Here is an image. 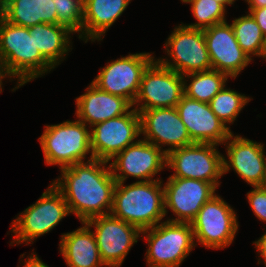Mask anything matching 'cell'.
<instances>
[{"label":"cell","instance_id":"31","mask_svg":"<svg viewBox=\"0 0 266 267\" xmlns=\"http://www.w3.org/2000/svg\"><path fill=\"white\" fill-rule=\"evenodd\" d=\"M248 12L255 19L262 33L266 37V7L249 9Z\"/></svg>","mask_w":266,"mask_h":267},{"label":"cell","instance_id":"24","mask_svg":"<svg viewBox=\"0 0 266 267\" xmlns=\"http://www.w3.org/2000/svg\"><path fill=\"white\" fill-rule=\"evenodd\" d=\"M29 32L30 35H34L35 47L54 68L61 64L68 52L73 49L70 40L73 32L66 26L40 23L29 27Z\"/></svg>","mask_w":266,"mask_h":267},{"label":"cell","instance_id":"21","mask_svg":"<svg viewBox=\"0 0 266 267\" xmlns=\"http://www.w3.org/2000/svg\"><path fill=\"white\" fill-rule=\"evenodd\" d=\"M132 0H83L82 40L101 41Z\"/></svg>","mask_w":266,"mask_h":267},{"label":"cell","instance_id":"36","mask_svg":"<svg viewBox=\"0 0 266 267\" xmlns=\"http://www.w3.org/2000/svg\"><path fill=\"white\" fill-rule=\"evenodd\" d=\"M217 2H219L225 9H226V5H232L235 3L236 0H215Z\"/></svg>","mask_w":266,"mask_h":267},{"label":"cell","instance_id":"33","mask_svg":"<svg viewBox=\"0 0 266 267\" xmlns=\"http://www.w3.org/2000/svg\"><path fill=\"white\" fill-rule=\"evenodd\" d=\"M22 265L23 267H49L38 257L36 252H32V254L27 256L26 260H23Z\"/></svg>","mask_w":266,"mask_h":267},{"label":"cell","instance_id":"29","mask_svg":"<svg viewBox=\"0 0 266 267\" xmlns=\"http://www.w3.org/2000/svg\"><path fill=\"white\" fill-rule=\"evenodd\" d=\"M57 24L66 26L82 40L83 0H56Z\"/></svg>","mask_w":266,"mask_h":267},{"label":"cell","instance_id":"3","mask_svg":"<svg viewBox=\"0 0 266 267\" xmlns=\"http://www.w3.org/2000/svg\"><path fill=\"white\" fill-rule=\"evenodd\" d=\"M124 184L116 183L111 215L140 231L156 226L166 217L163 180Z\"/></svg>","mask_w":266,"mask_h":267},{"label":"cell","instance_id":"20","mask_svg":"<svg viewBox=\"0 0 266 267\" xmlns=\"http://www.w3.org/2000/svg\"><path fill=\"white\" fill-rule=\"evenodd\" d=\"M76 97L75 115L88 127L128 113L133 105L125 98L100 90L92 82Z\"/></svg>","mask_w":266,"mask_h":267},{"label":"cell","instance_id":"38","mask_svg":"<svg viewBox=\"0 0 266 267\" xmlns=\"http://www.w3.org/2000/svg\"><path fill=\"white\" fill-rule=\"evenodd\" d=\"M265 186H266V155H265Z\"/></svg>","mask_w":266,"mask_h":267},{"label":"cell","instance_id":"25","mask_svg":"<svg viewBox=\"0 0 266 267\" xmlns=\"http://www.w3.org/2000/svg\"><path fill=\"white\" fill-rule=\"evenodd\" d=\"M183 78L185 96L200 102L209 103L226 85L230 77L226 73L210 69L202 72L185 74ZM189 79L191 81L188 84L187 81H189Z\"/></svg>","mask_w":266,"mask_h":267},{"label":"cell","instance_id":"28","mask_svg":"<svg viewBox=\"0 0 266 267\" xmlns=\"http://www.w3.org/2000/svg\"><path fill=\"white\" fill-rule=\"evenodd\" d=\"M186 4H191V11L196 19V23L183 24L193 29L204 30L215 24L223 23L226 20V9L215 0H188Z\"/></svg>","mask_w":266,"mask_h":267},{"label":"cell","instance_id":"17","mask_svg":"<svg viewBox=\"0 0 266 267\" xmlns=\"http://www.w3.org/2000/svg\"><path fill=\"white\" fill-rule=\"evenodd\" d=\"M222 145L227 152V158L223 156V174L232 168L252 187L265 186L264 144L232 133Z\"/></svg>","mask_w":266,"mask_h":267},{"label":"cell","instance_id":"14","mask_svg":"<svg viewBox=\"0 0 266 267\" xmlns=\"http://www.w3.org/2000/svg\"><path fill=\"white\" fill-rule=\"evenodd\" d=\"M112 160L109 166L117 182H126L129 176L139 179L137 182L162 180L153 177L166 167V153L143 139L126 147Z\"/></svg>","mask_w":266,"mask_h":267},{"label":"cell","instance_id":"6","mask_svg":"<svg viewBox=\"0 0 266 267\" xmlns=\"http://www.w3.org/2000/svg\"><path fill=\"white\" fill-rule=\"evenodd\" d=\"M70 214L62 193L51 183L41 197L12 221V244H33L40 236L54 229Z\"/></svg>","mask_w":266,"mask_h":267},{"label":"cell","instance_id":"18","mask_svg":"<svg viewBox=\"0 0 266 267\" xmlns=\"http://www.w3.org/2000/svg\"><path fill=\"white\" fill-rule=\"evenodd\" d=\"M212 69L235 79L252 61L239 46L227 21L203 30Z\"/></svg>","mask_w":266,"mask_h":267},{"label":"cell","instance_id":"16","mask_svg":"<svg viewBox=\"0 0 266 267\" xmlns=\"http://www.w3.org/2000/svg\"><path fill=\"white\" fill-rule=\"evenodd\" d=\"M136 111L140 115L143 140L156 145L165 153L193 144L176 107ZM163 145L168 148L163 149Z\"/></svg>","mask_w":266,"mask_h":267},{"label":"cell","instance_id":"10","mask_svg":"<svg viewBox=\"0 0 266 267\" xmlns=\"http://www.w3.org/2000/svg\"><path fill=\"white\" fill-rule=\"evenodd\" d=\"M183 75L154 59L142 75L133 107L136 110L176 107L184 95Z\"/></svg>","mask_w":266,"mask_h":267},{"label":"cell","instance_id":"34","mask_svg":"<svg viewBox=\"0 0 266 267\" xmlns=\"http://www.w3.org/2000/svg\"><path fill=\"white\" fill-rule=\"evenodd\" d=\"M248 4V9L266 7V0H245Z\"/></svg>","mask_w":266,"mask_h":267},{"label":"cell","instance_id":"26","mask_svg":"<svg viewBox=\"0 0 266 267\" xmlns=\"http://www.w3.org/2000/svg\"><path fill=\"white\" fill-rule=\"evenodd\" d=\"M231 25L239 46L251 60L255 56L266 60V37L252 15L246 12L233 19Z\"/></svg>","mask_w":266,"mask_h":267},{"label":"cell","instance_id":"32","mask_svg":"<svg viewBox=\"0 0 266 267\" xmlns=\"http://www.w3.org/2000/svg\"><path fill=\"white\" fill-rule=\"evenodd\" d=\"M255 245V248L259 252V261L258 264H260V259L263 258L262 260L266 266V232L258 239L253 242Z\"/></svg>","mask_w":266,"mask_h":267},{"label":"cell","instance_id":"12","mask_svg":"<svg viewBox=\"0 0 266 267\" xmlns=\"http://www.w3.org/2000/svg\"><path fill=\"white\" fill-rule=\"evenodd\" d=\"M93 231L101 261L106 267H120L141 231L111 214L101 215L85 222Z\"/></svg>","mask_w":266,"mask_h":267},{"label":"cell","instance_id":"22","mask_svg":"<svg viewBox=\"0 0 266 267\" xmlns=\"http://www.w3.org/2000/svg\"><path fill=\"white\" fill-rule=\"evenodd\" d=\"M75 231L61 235L59 251L68 267H105L95 235L85 222Z\"/></svg>","mask_w":266,"mask_h":267},{"label":"cell","instance_id":"23","mask_svg":"<svg viewBox=\"0 0 266 267\" xmlns=\"http://www.w3.org/2000/svg\"><path fill=\"white\" fill-rule=\"evenodd\" d=\"M56 0H8L0 8V16L9 23L33 27L36 24H57Z\"/></svg>","mask_w":266,"mask_h":267},{"label":"cell","instance_id":"9","mask_svg":"<svg viewBox=\"0 0 266 267\" xmlns=\"http://www.w3.org/2000/svg\"><path fill=\"white\" fill-rule=\"evenodd\" d=\"M164 46L169 59L157 60L180 75L212 69L203 30L181 23L174 27Z\"/></svg>","mask_w":266,"mask_h":267},{"label":"cell","instance_id":"35","mask_svg":"<svg viewBox=\"0 0 266 267\" xmlns=\"http://www.w3.org/2000/svg\"><path fill=\"white\" fill-rule=\"evenodd\" d=\"M6 78H8V76L6 75L4 69H3V66H2V62L0 60V93L3 91V88H2V85H3V82L2 80H5Z\"/></svg>","mask_w":266,"mask_h":267},{"label":"cell","instance_id":"1","mask_svg":"<svg viewBox=\"0 0 266 267\" xmlns=\"http://www.w3.org/2000/svg\"><path fill=\"white\" fill-rule=\"evenodd\" d=\"M108 164L103 160L87 159V162L60 169V178L52 181L62 193L70 214H75L81 223L110 214L117 181Z\"/></svg>","mask_w":266,"mask_h":267},{"label":"cell","instance_id":"19","mask_svg":"<svg viewBox=\"0 0 266 267\" xmlns=\"http://www.w3.org/2000/svg\"><path fill=\"white\" fill-rule=\"evenodd\" d=\"M176 109L193 143L222 145L233 133L215 115L209 103L183 95Z\"/></svg>","mask_w":266,"mask_h":267},{"label":"cell","instance_id":"2","mask_svg":"<svg viewBox=\"0 0 266 267\" xmlns=\"http://www.w3.org/2000/svg\"><path fill=\"white\" fill-rule=\"evenodd\" d=\"M0 60L8 79H17V86L11 91L54 69L35 47L29 28L9 23L1 16Z\"/></svg>","mask_w":266,"mask_h":267},{"label":"cell","instance_id":"8","mask_svg":"<svg viewBox=\"0 0 266 267\" xmlns=\"http://www.w3.org/2000/svg\"><path fill=\"white\" fill-rule=\"evenodd\" d=\"M236 214L223 198L214 195L191 222L196 245L214 250L231 245L239 228Z\"/></svg>","mask_w":266,"mask_h":267},{"label":"cell","instance_id":"5","mask_svg":"<svg viewBox=\"0 0 266 267\" xmlns=\"http://www.w3.org/2000/svg\"><path fill=\"white\" fill-rule=\"evenodd\" d=\"M147 241L148 267H180L196 246L191 223L163 221L141 231Z\"/></svg>","mask_w":266,"mask_h":267},{"label":"cell","instance_id":"37","mask_svg":"<svg viewBox=\"0 0 266 267\" xmlns=\"http://www.w3.org/2000/svg\"><path fill=\"white\" fill-rule=\"evenodd\" d=\"M8 0H0V8L7 2Z\"/></svg>","mask_w":266,"mask_h":267},{"label":"cell","instance_id":"30","mask_svg":"<svg viewBox=\"0 0 266 267\" xmlns=\"http://www.w3.org/2000/svg\"><path fill=\"white\" fill-rule=\"evenodd\" d=\"M246 195L254 215L266 222V186H255Z\"/></svg>","mask_w":266,"mask_h":267},{"label":"cell","instance_id":"15","mask_svg":"<svg viewBox=\"0 0 266 267\" xmlns=\"http://www.w3.org/2000/svg\"><path fill=\"white\" fill-rule=\"evenodd\" d=\"M163 188L165 216L167 209L176 216L167 221L181 223H191L217 190L212 183L189 178H168Z\"/></svg>","mask_w":266,"mask_h":267},{"label":"cell","instance_id":"11","mask_svg":"<svg viewBox=\"0 0 266 267\" xmlns=\"http://www.w3.org/2000/svg\"><path fill=\"white\" fill-rule=\"evenodd\" d=\"M153 53H135L121 56L101 68L92 83L100 90L127 99L132 105L140 89L143 72L155 59Z\"/></svg>","mask_w":266,"mask_h":267},{"label":"cell","instance_id":"4","mask_svg":"<svg viewBox=\"0 0 266 267\" xmlns=\"http://www.w3.org/2000/svg\"><path fill=\"white\" fill-rule=\"evenodd\" d=\"M89 128L78 119L46 125L43 134L38 139L45 164L57 165L62 169L85 162L87 154H90L89 159H94Z\"/></svg>","mask_w":266,"mask_h":267},{"label":"cell","instance_id":"27","mask_svg":"<svg viewBox=\"0 0 266 267\" xmlns=\"http://www.w3.org/2000/svg\"><path fill=\"white\" fill-rule=\"evenodd\" d=\"M251 99L253 98L238 93L236 90L228 89L225 85L209 102V106L215 115L231 130L230 124L234 123L239 113Z\"/></svg>","mask_w":266,"mask_h":267},{"label":"cell","instance_id":"13","mask_svg":"<svg viewBox=\"0 0 266 267\" xmlns=\"http://www.w3.org/2000/svg\"><path fill=\"white\" fill-rule=\"evenodd\" d=\"M90 129L94 159L110 162L114 156L139 140L140 115L133 108L124 115L95 124Z\"/></svg>","mask_w":266,"mask_h":267},{"label":"cell","instance_id":"7","mask_svg":"<svg viewBox=\"0 0 266 267\" xmlns=\"http://www.w3.org/2000/svg\"><path fill=\"white\" fill-rule=\"evenodd\" d=\"M211 143H193L166 153V168L174 173L168 178H189L219 187L223 174V154Z\"/></svg>","mask_w":266,"mask_h":267}]
</instances>
